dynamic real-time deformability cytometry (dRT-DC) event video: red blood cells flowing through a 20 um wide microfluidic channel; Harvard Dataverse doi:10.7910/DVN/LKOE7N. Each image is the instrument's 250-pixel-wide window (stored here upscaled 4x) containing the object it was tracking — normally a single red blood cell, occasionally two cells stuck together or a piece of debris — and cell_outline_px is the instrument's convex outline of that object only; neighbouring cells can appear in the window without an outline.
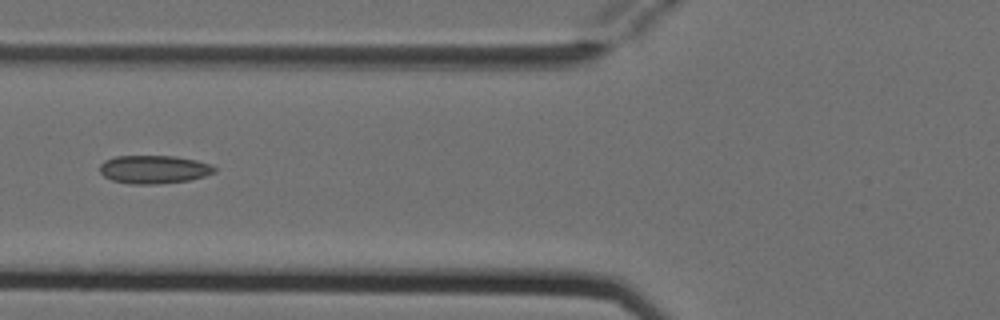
{"species": "Egyptian fruit bat (a non-hibernating species)", "species_latin": "Rousettus aegyptiacus", "temperature_condition": "cold", "stored_images_in_passage": 6, "camera_frame_rate_fps": 3000, "um_per_image_px": 0.085, "animal": {"sex": "female"}, "frame": {"image": 1, "passage_image": 6, "time_ms": 1.667, "image_size_px": [1000, 320], "cell_outline_px": [[216, 172], [204, 176], [188, 180], [156, 184], [132, 184], [112, 180], [104, 176], [100, 172], [100, 164], [104, 160], [116, 156], [176, 156], [196, 160], [212, 164], [216, 168]], "centroid_in_image_um": [13.09, 14.39], "position_along_channel_um": 112.7, "area_um2": 18.9}}